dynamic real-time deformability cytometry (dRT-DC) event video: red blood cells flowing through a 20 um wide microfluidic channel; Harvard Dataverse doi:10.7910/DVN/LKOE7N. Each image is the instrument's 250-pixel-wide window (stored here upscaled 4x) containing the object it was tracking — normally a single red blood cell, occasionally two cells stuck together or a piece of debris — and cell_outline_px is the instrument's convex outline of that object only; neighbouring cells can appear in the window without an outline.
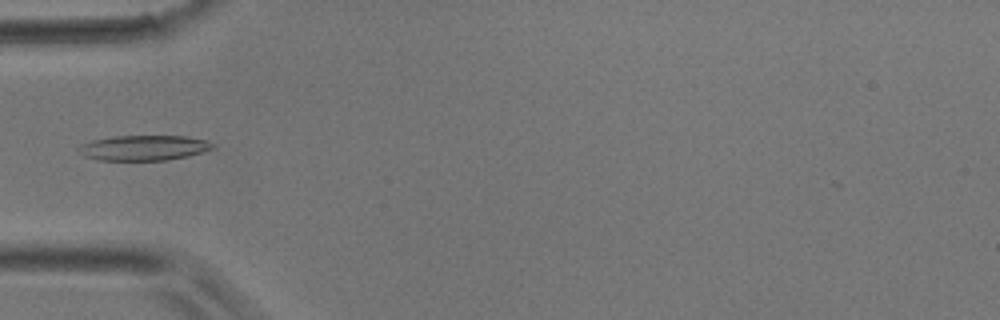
{"species": "common noctule bat (a hibernating species)", "species_latin": "Nyctalus noctula", "temperature_condition": "room temperature", "stored_images_in_passage": 6, "camera_frame_rate_fps": 3000, "um_per_image_px": 0.085, "animal": {"sex": "male", "body_mass_g": 17.9}, "frame": {"image": 1, "passage_image": 5, "time_ms": 1.333, "image_size_px": [1000, 320], "cell_outline_px": [[216, 148], [188, 156], [168, 160], [100, 160], [84, 156], [76, 148], [80, 144], [92, 140], [116, 136], [184, 136], [208, 140], [216, 144]], "centroid_in_image_um": [12.26, 12.56], "position_along_channel_um": 72.7, "area_um2": 19.83}}
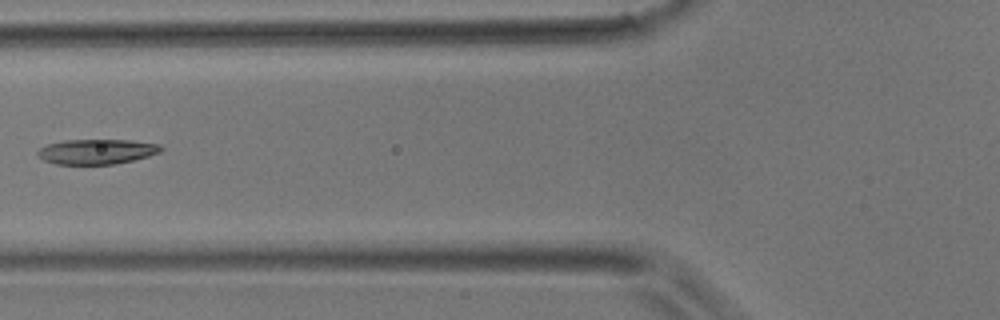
{"frame": {"image": 2, "passage_image": 6, "time_ms": 1.667, "image_size_px": [1000, 320], "cell_outline_px": [[164, 148], [160, 152], [148, 156], [132, 160], [112, 164], [56, 164], [44, 160], [36, 152], [40, 148], [48, 144], [64, 140], [128, 140], [160, 144]], "centroid_in_image_um": [8.23, 12.88], "position_along_channel_um": 117.6, "area_um2": 17.8}}